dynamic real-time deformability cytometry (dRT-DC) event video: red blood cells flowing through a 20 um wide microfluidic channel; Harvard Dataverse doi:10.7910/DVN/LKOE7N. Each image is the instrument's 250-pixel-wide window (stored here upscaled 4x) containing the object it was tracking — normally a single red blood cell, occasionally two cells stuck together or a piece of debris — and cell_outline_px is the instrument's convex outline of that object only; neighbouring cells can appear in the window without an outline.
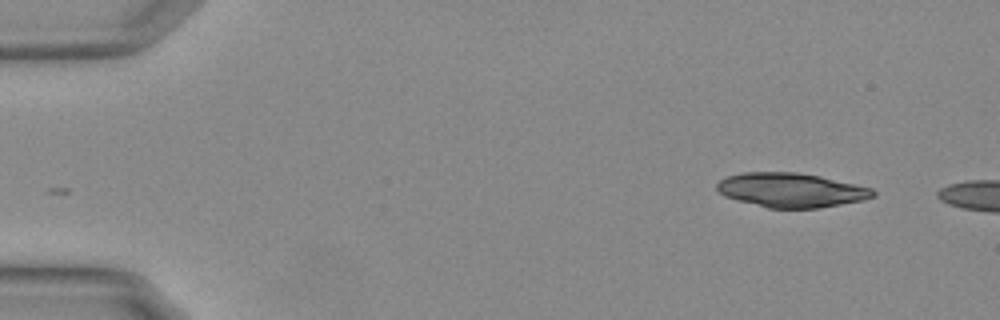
{"species": "Egyptian fruit bat (a non-hibernating species)", "species_latin": "Rousettus aegyptiacus", "temperature_condition": "warm", "stored_images_in_passage": 5, "camera_frame_rate_fps": 3000, "um_per_image_px": 0.085, "animal": {"sex": "female"}, "frame": {"image": 1, "passage_image": 1, "time_ms": 0.0, "image_size_px": [1000, 320], "cell_outline_px": [[876, 196], [864, 200], [820, 208], [768, 208], [736, 200], [724, 196], [716, 188], [716, 184], [720, 180], [728, 176], [744, 172], [796, 172], [820, 176], [872, 188], [876, 192]], "centroid_in_image_um": [67.25, 16.16], "position_along_channel_um": 17.7, "area_um2": 31.27}}